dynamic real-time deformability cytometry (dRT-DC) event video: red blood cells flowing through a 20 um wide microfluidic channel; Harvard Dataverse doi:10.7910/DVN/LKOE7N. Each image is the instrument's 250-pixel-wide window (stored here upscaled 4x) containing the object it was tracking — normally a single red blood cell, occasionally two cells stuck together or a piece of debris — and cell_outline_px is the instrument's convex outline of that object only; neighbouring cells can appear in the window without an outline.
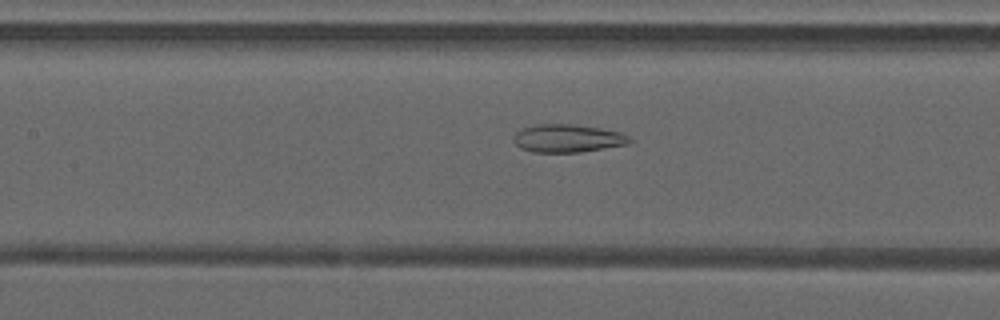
{"species": "common noctule bat (a hibernating species)", "species_latin": "Nyctalus noctula", "temperature_condition": "warm", "stored_images_in_passage": 24, "camera_frame_rate_fps": 3000, "um_per_image_px": 0.085, "animal": {"sex": "male", "forearm_length_mm": 52.5}, "frame": {"image": 1, "passage_image": 23, "time_ms": 7.333, "image_size_px": [1000, 320], "cell_outline_px": [[632, 140], [628, 144], [580, 152], [532, 152], [520, 148], [512, 140], [516, 132], [520, 128], [536, 124], [572, 124], [600, 128], [620, 132], [628, 136]], "centroid_in_image_um": [48.21, 11.75], "position_along_channel_um": 159.2, "area_um2": 18.96}}